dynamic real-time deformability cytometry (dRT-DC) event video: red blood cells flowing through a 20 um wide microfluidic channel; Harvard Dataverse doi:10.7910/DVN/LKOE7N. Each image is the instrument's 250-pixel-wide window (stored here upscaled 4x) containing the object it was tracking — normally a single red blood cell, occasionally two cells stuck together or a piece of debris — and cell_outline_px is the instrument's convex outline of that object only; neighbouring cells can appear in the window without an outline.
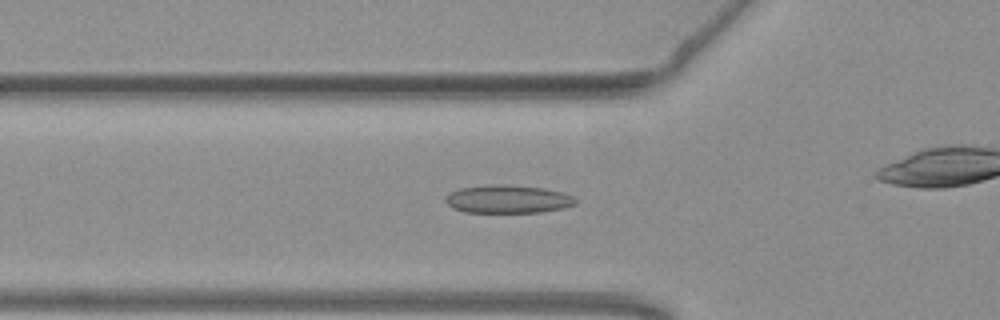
{"species": "common noctule bat (a hibernating species)", "species_latin": "Nyctalus noctula", "temperature_condition": "warm", "stored_images_in_passage": 43, "camera_frame_rate_fps": 3000, "um_per_image_px": 0.085, "animal": {"sex": "female", "body_mass_g": 19.3, "forearm_length_mm": 54.1}, "frame": {"image": 1, "passage_image": 18, "time_ms": 5.667, "image_size_px": [1000, 320], "cell_outline_px": [[576, 204], [564, 208], [540, 212], [464, 212], [452, 208], [444, 200], [444, 196], [448, 192], [460, 188], [492, 184], [504, 184], [544, 188], [564, 192], [576, 196]], "centroid_in_image_um": [43.17, 16.92], "position_along_channel_um": 82.6, "area_um2": 21.62}}
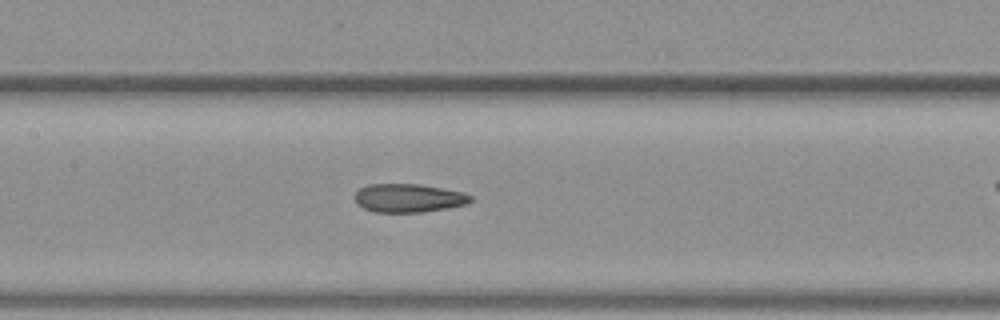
{"frame": {"image": 2, "passage_image": 25, "time_ms": 8.0, "image_size_px": [1000, 320], "cell_outline_px": [[472, 200], [468, 204], [448, 208], [424, 212], [372, 212], [356, 204], [352, 196], [360, 188], [368, 184], [420, 184], [464, 192], [472, 196]], "centroid_in_image_um": [34.71, 16.84], "position_along_channel_um": 172.7, "area_um2": 19.54}}
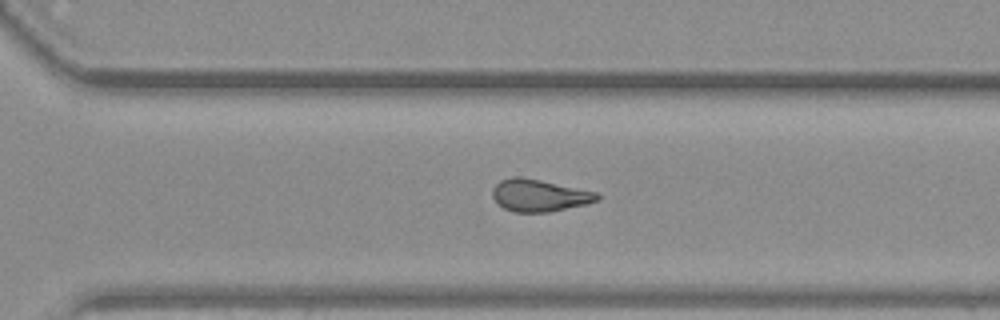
{"frame": {"image": 3, "passage_image": 37, "time_ms": 12.0, "image_size_px": [1000, 320], "cell_outline_px": [[600, 200], [588, 204], [548, 212], [512, 212], [504, 208], [492, 196], [492, 188], [500, 180], [512, 176], [520, 176], [540, 180], [596, 192], [600, 196]], "centroid_in_image_um": [45.84, 16.61], "position_along_channel_um": 324.8, "area_um2": 19.59}}